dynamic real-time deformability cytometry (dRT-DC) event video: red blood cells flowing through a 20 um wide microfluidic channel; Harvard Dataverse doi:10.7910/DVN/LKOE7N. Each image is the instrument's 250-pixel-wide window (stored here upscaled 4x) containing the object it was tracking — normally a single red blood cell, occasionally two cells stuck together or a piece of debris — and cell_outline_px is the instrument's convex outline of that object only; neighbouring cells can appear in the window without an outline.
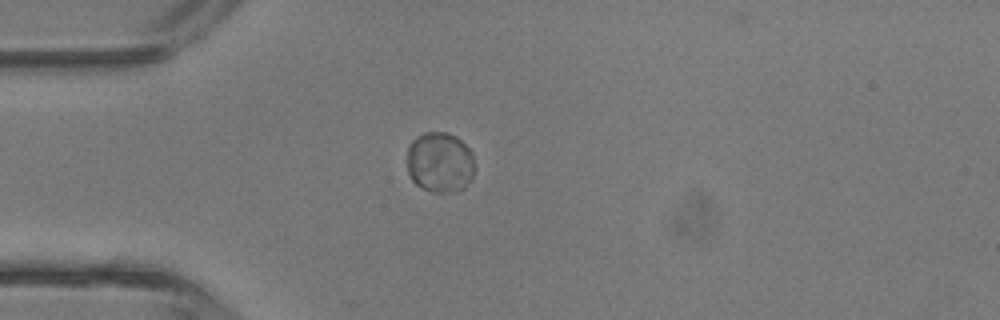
{"species": "common noctule bat (a hibernating species)", "species_latin": "Nyctalus noctula", "temperature_condition": "room temperature", "stored_images_in_passage": 1, "camera_frame_rate_fps": 3000, "um_per_image_px": 0.085, "animal": {"sex": "male", "body_mass_g": 13.3}, "frame": {"image": 1, "passage_image": 1, "time_ms": 0.0, "image_size_px": [1000, 320], "cell_outline_px": [[476, 168], [472, 176], [464, 188], [456, 192], [432, 192], [416, 184], [412, 180], [408, 172], [408, 144], [416, 136], [424, 132], [444, 132], [456, 136], [472, 152]], "centroid_in_image_um": [37.4, 13.79], "position_along_channel_um": 47.6, "area_um2": 24.04}}